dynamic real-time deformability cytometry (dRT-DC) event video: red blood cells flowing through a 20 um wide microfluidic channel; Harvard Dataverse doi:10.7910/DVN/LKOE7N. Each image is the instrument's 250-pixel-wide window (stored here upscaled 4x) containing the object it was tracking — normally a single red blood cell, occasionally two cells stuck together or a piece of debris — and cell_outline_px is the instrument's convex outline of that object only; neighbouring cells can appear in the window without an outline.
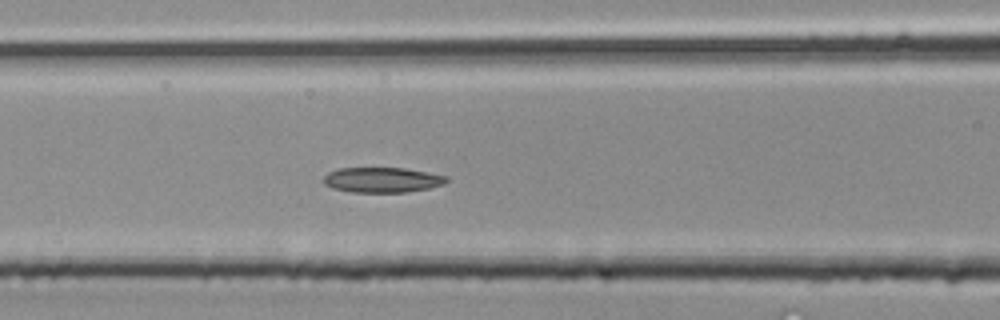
{"species": "common noctule bat (a hibernating species)", "species_latin": "Nyctalus noctula", "temperature_condition": "room temperature", "stored_images_in_passage": 28, "camera_frame_rate_fps": 3000, "um_per_image_px": 0.085, "animal": {"sex": "male", "body_mass_g": 20.4}, "frame": {"image": 1, "passage_image": 8, "time_ms": 2.333, "image_size_px": [1000, 320], "cell_outline_px": [[452, 180], [444, 184], [428, 188], [408, 192], [352, 192], [332, 188], [324, 184], [324, 176], [328, 172], [340, 168], [404, 168], [448, 176]], "centroid_in_image_um": [32.52, 15.29], "position_along_channel_um": 134.1, "area_um2": 18.09}}
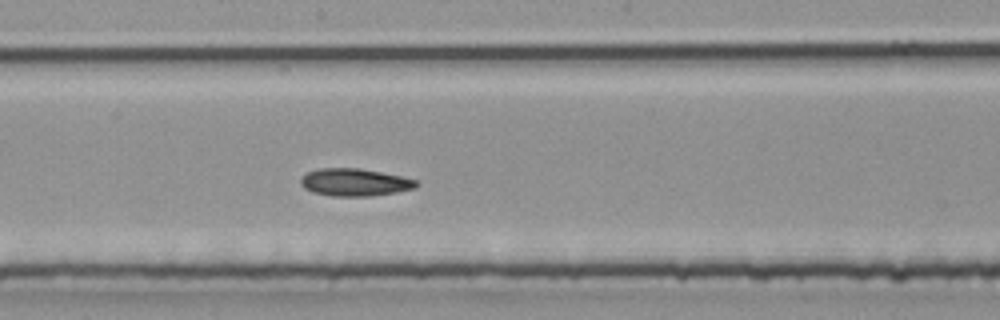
{"frame": {"image": 2, "passage_image": 12, "time_ms": 3.667, "image_size_px": [1000, 320], "cell_outline_px": [[420, 184], [416, 188], [396, 192], [368, 196], [332, 196], [312, 192], [304, 188], [300, 184], [300, 180], [308, 172], [320, 168], [360, 168], [400, 176], [416, 180]], "centroid_in_image_um": [30.15, 15.5], "position_along_channel_um": 218.0, "area_um2": 18.44}}
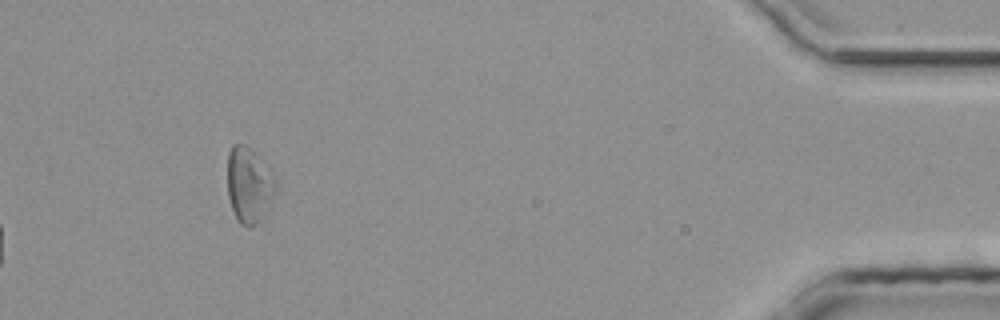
{"frame": {"image": 3, "passage_image": 28, "time_ms": 9.0, "image_size_px": [1000, 320], "cell_outline_px": [[276, 192], [256, 224], [248, 228], [240, 224], [236, 220], [228, 196], [228, 152], [232, 144], [244, 144], [252, 152], [272, 176], [276, 184]], "centroid_in_image_um": [21.11, 15.77], "position_along_channel_um": 414.1, "area_um2": 20.4}}